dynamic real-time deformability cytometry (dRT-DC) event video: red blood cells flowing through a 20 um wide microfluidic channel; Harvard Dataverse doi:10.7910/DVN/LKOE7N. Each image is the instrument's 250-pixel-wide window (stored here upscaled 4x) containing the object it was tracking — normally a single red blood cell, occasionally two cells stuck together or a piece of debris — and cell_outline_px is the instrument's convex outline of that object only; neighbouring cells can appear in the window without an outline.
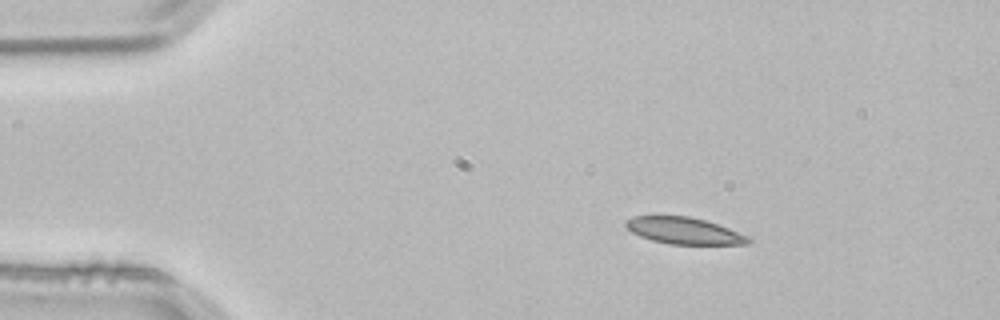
{"species": "common noctule bat (a hibernating species)", "species_latin": "Nyctalus noctula", "temperature_condition": "room temperature", "stored_images_in_passage": 2, "camera_frame_rate_fps": 3000, "um_per_image_px": 0.085, "animal": {"sex": "male", "body_mass_g": 21.5, "forearm_length_mm": 52.0}, "frame": {"image": 1, "passage_image": 1, "time_ms": 0.0, "image_size_px": [1000, 320], "cell_outline_px": [[752, 240], [748, 244], [668, 244], [652, 240], [640, 236], [632, 232], [624, 224], [624, 220], [632, 216], [688, 216], [704, 220], [728, 228], [748, 236]], "centroid_in_image_um": [58.11, 19.61], "position_along_channel_um": 26.9, "area_um2": 18.9}}